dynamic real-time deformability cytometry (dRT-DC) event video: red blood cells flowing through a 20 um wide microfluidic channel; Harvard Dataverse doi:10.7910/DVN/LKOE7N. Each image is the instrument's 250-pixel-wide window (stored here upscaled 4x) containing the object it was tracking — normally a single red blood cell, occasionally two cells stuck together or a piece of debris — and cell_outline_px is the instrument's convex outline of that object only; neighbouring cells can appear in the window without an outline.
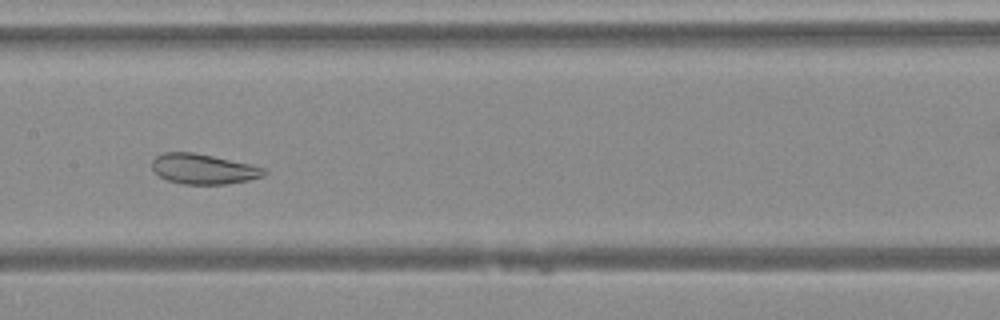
{"species": "Egyptian fruit bat (a non-hibernating species)", "species_latin": "Rousettus aegyptiacus", "temperature_condition": "warm", "stored_images_in_passage": 44, "camera_frame_rate_fps": 3000, "um_per_image_px": 0.085, "animal": {"sex": "female"}, "frame": {"image": 1, "passage_image": 20, "time_ms": 6.333, "image_size_px": [1000, 320], "cell_outline_px": [[268, 172], [264, 176], [248, 180], [228, 184], [184, 184], [168, 180], [160, 176], [152, 168], [152, 160], [156, 156], [164, 152], [192, 152], [252, 164], [264, 168]], "centroid_in_image_um": [17.31, 14.36], "position_along_channel_um": 190.1, "area_um2": 19.65}}
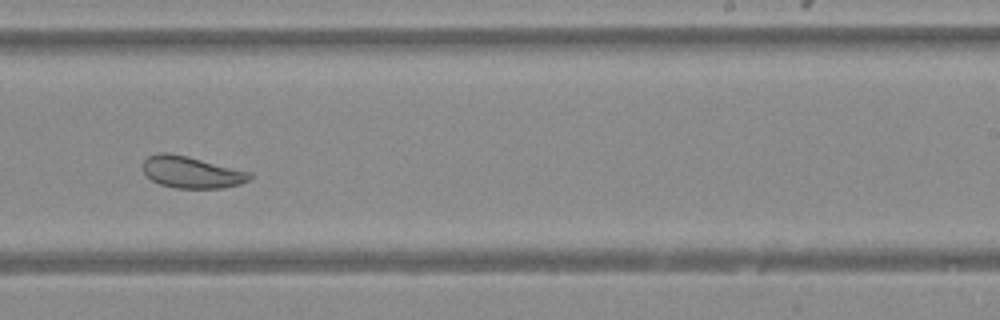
{"frame": {"image": 2, "passage_image": 26, "time_ms": 8.333, "image_size_px": [1000, 320], "cell_outline_px": [[252, 176], [248, 180], [240, 184], [224, 188], [176, 188], [160, 184], [152, 180], [144, 172], [144, 160], [148, 156], [156, 152], [168, 152], [188, 156], [252, 172]], "centroid_in_image_um": [16.3, 14.63], "position_along_channel_um": 272.7, "area_um2": 19.83}}
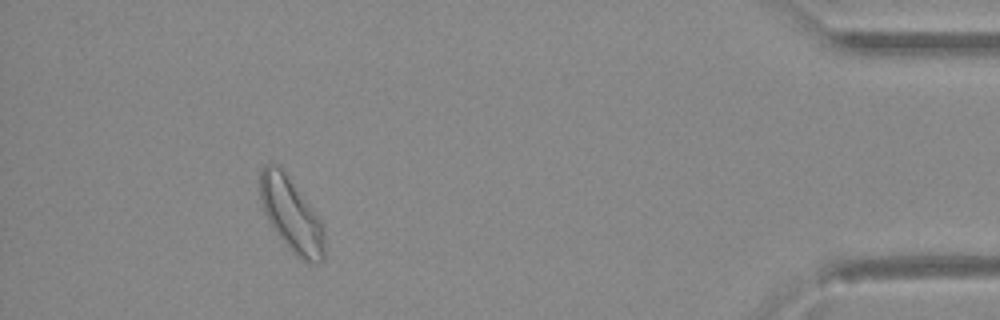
{"frame": {"image": 3, "passage_image": 40, "time_ms": 13.0, "image_size_px": [1000, 320], "cell_outline_px": [[324, 260], [316, 264], [312, 264], [296, 256], [288, 248], [272, 228], [264, 212], [260, 200], [260, 168], [264, 164], [280, 164], [324, 224]], "centroid_in_image_um": [24.76, 18.24], "position_along_channel_um": 410.4, "area_um2": 28.15}}